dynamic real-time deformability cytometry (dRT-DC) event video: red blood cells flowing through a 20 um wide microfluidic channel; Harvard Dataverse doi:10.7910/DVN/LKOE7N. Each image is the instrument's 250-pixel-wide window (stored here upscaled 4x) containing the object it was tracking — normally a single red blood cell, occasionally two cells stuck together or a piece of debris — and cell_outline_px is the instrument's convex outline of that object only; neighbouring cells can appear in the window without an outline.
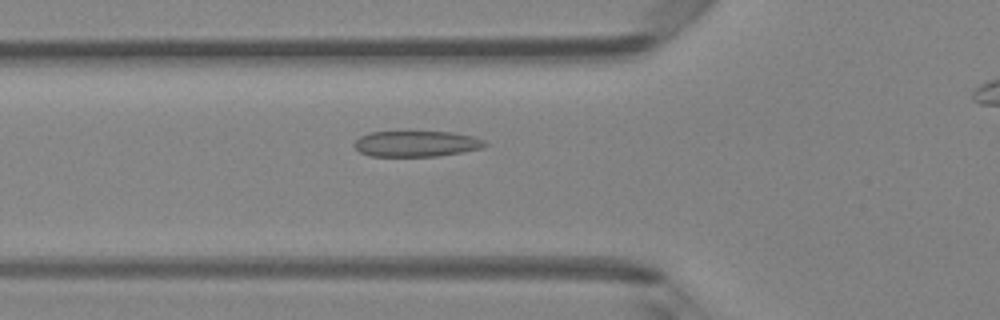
{"species": "Egyptian fruit bat (a non-hibernating species)", "species_latin": "Rousettus aegyptiacus", "temperature_condition": "room temperature", "stored_images_in_passage": 45, "camera_frame_rate_fps": 3000, "um_per_image_px": 0.085, "animal": {"sex": "female"}, "frame": {"image": 1, "passage_image": 18, "time_ms": 5.667, "image_size_px": [1000, 320], "cell_outline_px": [[488, 144], [484, 148], [440, 156], [368, 156], [360, 152], [352, 144], [360, 136], [372, 132], [408, 128], [452, 132], [472, 136], [484, 140]], "centroid_in_image_um": [35.38, 12.16], "position_along_channel_um": 90.4, "area_um2": 20.87}}
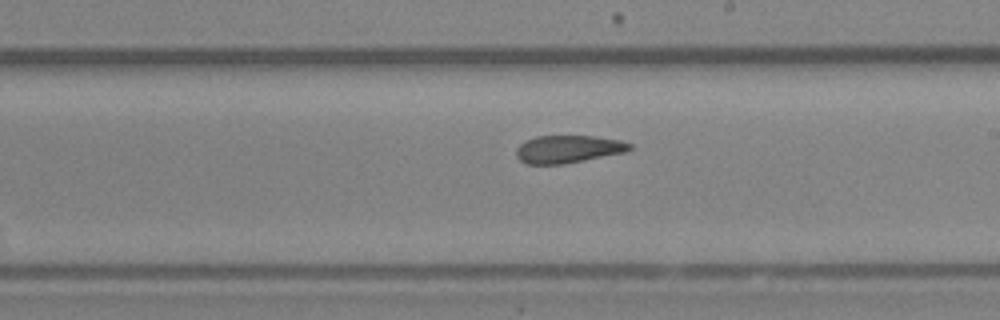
{"frame": {"image": 2, "passage_image": 29, "time_ms": 9.333, "image_size_px": [1000, 320], "cell_outline_px": [[632, 148], [624, 152], [564, 164], [528, 164], [520, 160], [516, 156], [516, 148], [524, 140], [536, 136], [592, 136], [620, 140], [632, 144]], "centroid_in_image_um": [48.25, 12.67], "position_along_channel_um": 240.7, "area_um2": 18.21}}
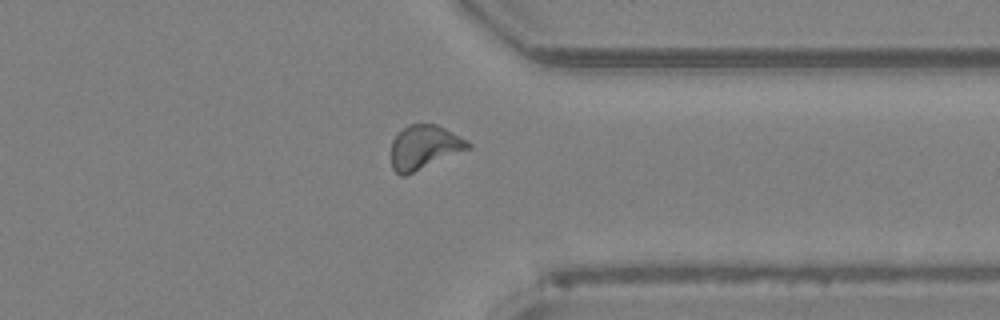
{"frame": {"image": 3, "passage_image": 39, "time_ms": 12.667, "image_size_px": [1000, 320], "cell_outline_px": [[472, 148], [404, 176], [400, 176], [392, 168], [392, 140], [408, 124], [436, 124], [468, 140], [472, 144]], "centroid_in_image_um": [36.09, 12.52], "position_along_channel_um": 375.3, "area_um2": 19.65}, "authors_computed_cell_mechanics": {"area_um2": 19.5364, "velocity_mm_per_s": 4.1273, "shape_relaxation_time_tau1_ms": null, "shape_relaxation_time_tau2_ms": 1.4883, "deformation_change_tau1": null, "deformation_change_tau2": 0.0787}}